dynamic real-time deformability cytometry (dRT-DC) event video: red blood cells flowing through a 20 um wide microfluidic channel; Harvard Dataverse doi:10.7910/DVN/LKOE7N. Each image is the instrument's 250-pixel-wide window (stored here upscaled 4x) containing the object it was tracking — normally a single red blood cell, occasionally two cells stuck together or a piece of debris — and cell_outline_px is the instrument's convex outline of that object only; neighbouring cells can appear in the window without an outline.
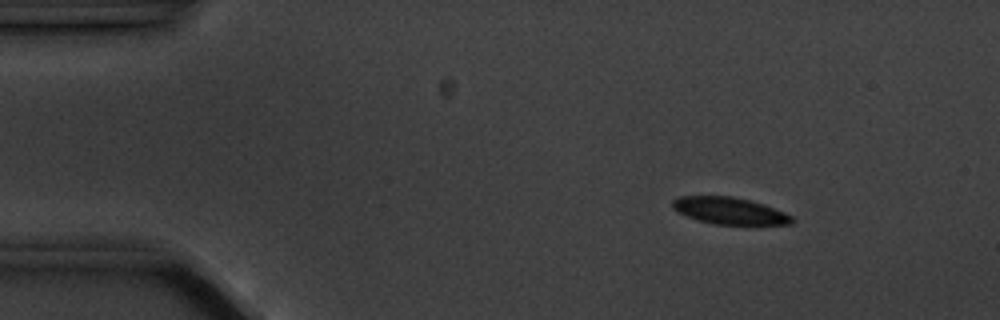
{"species": "common noctule bat (a hibernating species)", "species_latin": "Nyctalus noctula", "temperature_condition": "cold", "stored_images_in_passage": 9, "camera_frame_rate_fps": 3000, "um_per_image_px": 0.085, "animal": {"sex": "male", "body_mass_g": 20.1, "forearm_length_mm": 53.5}, "frame": {"image": 1, "passage_image": 2, "time_ms": 1.0, "image_size_px": [1000, 320], "cell_outline_px": [[796, 220], [792, 224], [716, 224], [700, 220], [688, 216], [672, 208], [672, 200], [680, 196], [732, 196], [752, 200], [764, 204], [784, 212], [792, 216]], "centroid_in_image_um": [62.05, 17.9], "position_along_channel_um": 23.0, "area_um2": 18.55}}
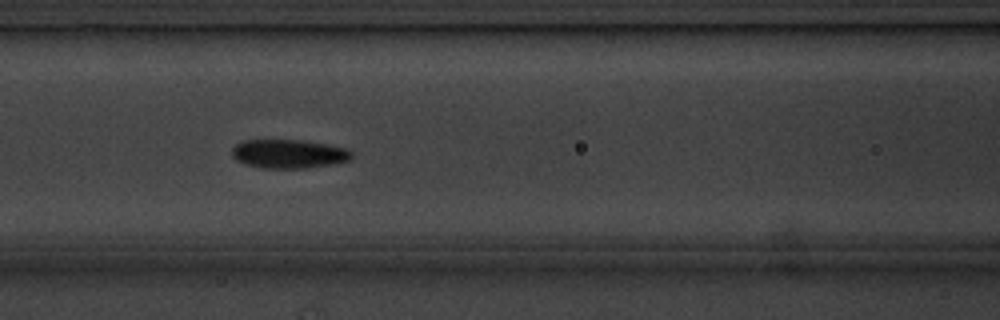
{"frame": {"image": 2, "passage_image": 6, "time_ms": 6.333, "image_size_px": [1000, 320], "cell_outline_px": [[352, 156], [348, 160], [328, 164], [304, 168], [260, 168], [244, 164], [236, 160], [232, 156], [232, 148], [236, 144], [244, 140], [300, 140], [324, 144], [344, 148], [352, 152]], "centroid_in_image_um": [24.46, 13.08], "position_along_channel_um": 142.1, "area_um2": 19.83}}
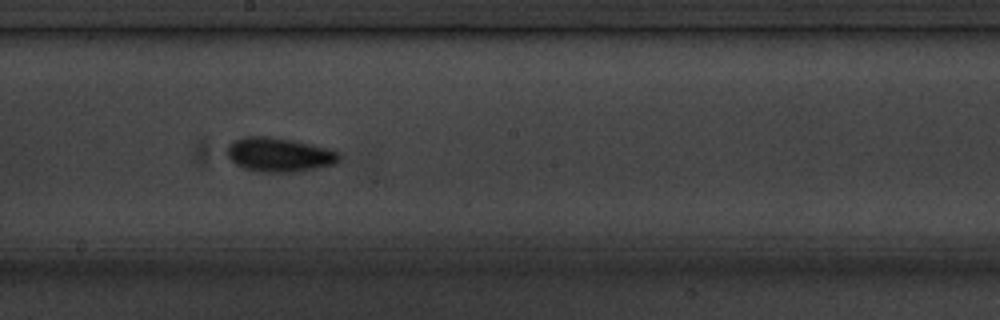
{"frame": {"image": 3, "passage_image": 8, "time_ms": 8.667, "image_size_px": [1000, 320], "cell_outline_px": [[340, 160], [336, 164], [300, 172], [260, 172], [244, 168], [236, 164], [224, 152], [228, 144], [244, 136], [268, 136], [292, 140], [328, 148], [336, 152], [340, 156]], "centroid_in_image_um": [23.72, 13.16], "position_along_channel_um": 224.5, "area_um2": 22.48}}